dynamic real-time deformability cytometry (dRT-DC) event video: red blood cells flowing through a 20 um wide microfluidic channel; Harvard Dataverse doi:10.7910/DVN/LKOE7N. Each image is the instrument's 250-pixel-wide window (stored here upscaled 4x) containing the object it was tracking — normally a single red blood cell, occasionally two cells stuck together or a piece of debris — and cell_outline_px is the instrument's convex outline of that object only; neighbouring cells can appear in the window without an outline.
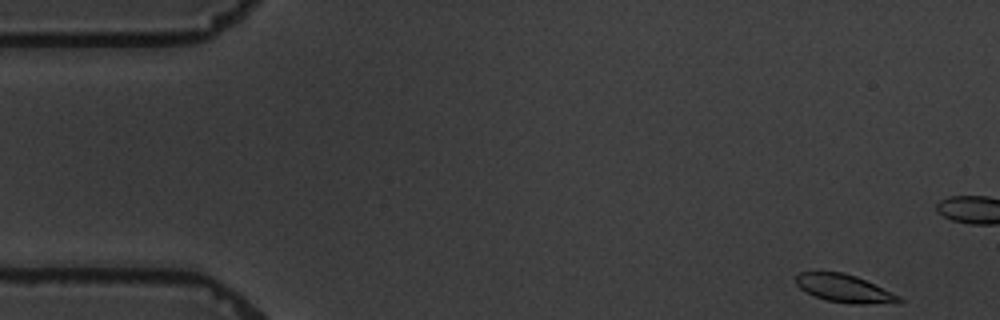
{"species": "common noctule bat (a hibernating species)", "species_latin": "Nyctalus noctula", "temperature_condition": "warm", "stored_images_in_passage": 5, "camera_frame_rate_fps": 3000, "um_per_image_px": 0.085, "animal": {"sex": "male", "body_mass_g": 19.5, "forearm_length_mm": 54.6}, "frame": {"image": 1, "passage_image": 1, "time_ms": 0.0, "image_size_px": [1000, 320], "cell_outline_px": [[904, 300], [900, 304], [852, 304], [828, 300], [816, 296], [800, 288], [796, 284], [796, 276], [800, 272], [844, 272], [856, 276], [900, 296]], "centroid_in_image_um": [71.84, 24.53], "position_along_channel_um": 13.2, "area_um2": 16.7}}